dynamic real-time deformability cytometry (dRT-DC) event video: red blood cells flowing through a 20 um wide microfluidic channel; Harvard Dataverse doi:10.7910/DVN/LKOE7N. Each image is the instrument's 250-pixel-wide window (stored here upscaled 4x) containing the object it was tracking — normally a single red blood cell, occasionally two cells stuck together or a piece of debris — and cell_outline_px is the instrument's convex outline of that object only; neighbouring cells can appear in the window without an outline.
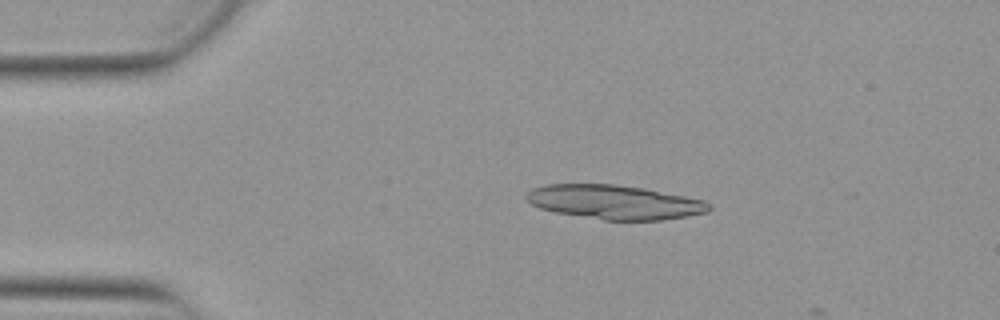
{"species": "Egyptian fruit bat (a non-hibernating species)", "species_latin": "Rousettus aegyptiacus", "temperature_condition": "warm", "stored_images_in_passage": 12, "camera_frame_rate_fps": 3000, "um_per_image_px": 0.085, "animal": {"sex": "female"}, "frame": {"image": 1, "passage_image": 10, "time_ms": 3.0, "image_size_px": [1000, 320], "cell_outline_px": [[712, 208], [708, 212], [688, 216], [664, 220], [604, 220], [556, 212], [540, 208], [524, 200], [524, 196], [532, 188], [548, 184], [612, 184], [644, 188], [704, 200]], "centroid_in_image_um": [52.22, 17.18], "position_along_channel_um": 32.8, "area_um2": 36.36}}